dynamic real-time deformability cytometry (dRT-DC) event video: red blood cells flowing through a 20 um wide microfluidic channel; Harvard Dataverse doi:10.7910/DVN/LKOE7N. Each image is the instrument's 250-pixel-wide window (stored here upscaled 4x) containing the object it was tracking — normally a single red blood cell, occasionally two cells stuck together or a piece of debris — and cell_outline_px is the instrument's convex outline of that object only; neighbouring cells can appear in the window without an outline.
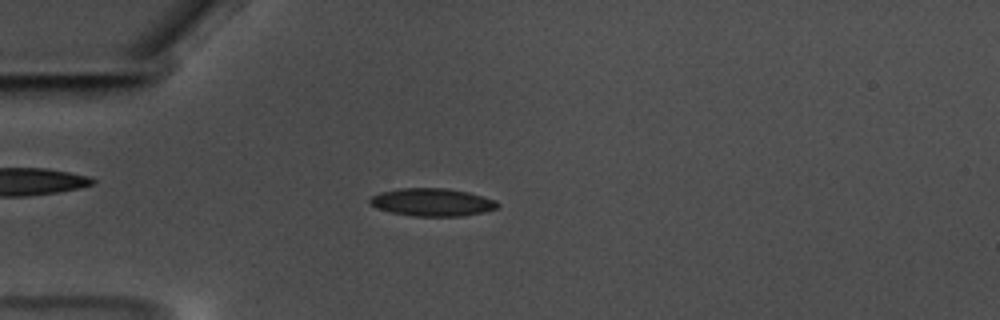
{"species": "common noctule bat (a hibernating species)", "species_latin": "Nyctalus noctula", "temperature_condition": "warm", "stored_images_in_passage": 44, "camera_frame_rate_fps": 3000, "um_per_image_px": 0.085, "animal": {"sex": "male", "body_mass_g": 17.5, "forearm_length_mm": 52.3}, "frame": {"image": 1, "passage_image": 2, "time_ms": 0.333, "image_size_px": [1000, 320], "cell_outline_px": [[500, 204], [496, 208], [484, 212], [460, 216], [412, 216], [392, 212], [376, 208], [368, 204], [368, 200], [372, 196], [380, 192], [400, 188], [448, 188], [468, 192], [496, 200]], "centroid_in_image_um": [36.71, 17.18], "position_along_channel_um": 48.3, "area_um2": 20.75}}
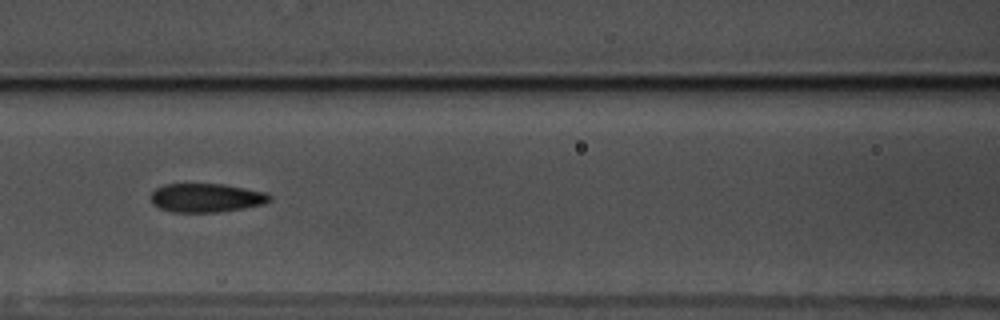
{"frame": {"image": 2, "passage_image": 12, "time_ms": 3.667, "image_size_px": [1000, 320], "cell_outline_px": [[272, 200], [264, 204], [244, 208], [220, 212], [172, 212], [160, 208], [152, 204], [152, 192], [156, 188], [164, 184], [224, 184], [264, 192], [272, 196]], "centroid_in_image_um": [17.55, 16.82], "position_along_channel_um": 149.1, "area_um2": 19.94}}
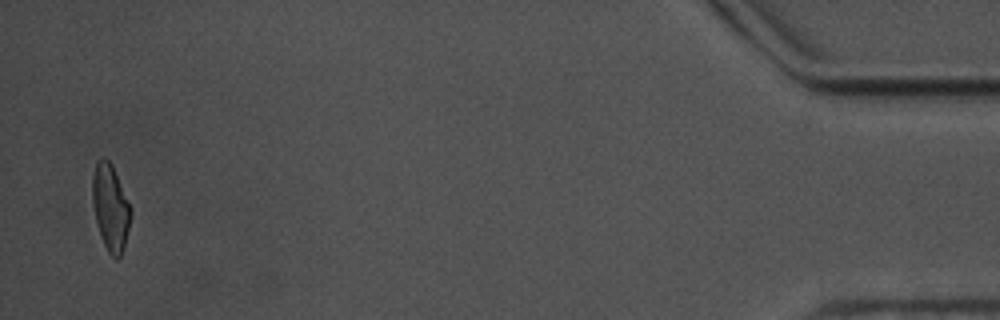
{"frame": {"image": 3, "passage_image": 43, "time_ms": 14.0, "image_size_px": [1000, 320], "cell_outline_px": [[132, 212], [124, 248], [120, 256], [116, 260], [108, 252], [104, 244], [96, 220], [92, 200], [92, 176], [96, 160], [104, 156], [112, 164], [132, 208]], "centroid_in_image_um": [9.4, 17.6], "position_along_channel_um": 425.8, "area_um2": 19.36}, "authors_computed_cell_mechanics": {"area_um2": 20.1433, "velocity_mm_per_s": 3.5021, "shape_relaxation_time_tau1_ms": 4.9033, "shape_relaxation_time_tau2_ms": 2.1887, "deformation_change_tau1": 0.1354, "deformation_change_tau2": 0.0879}}